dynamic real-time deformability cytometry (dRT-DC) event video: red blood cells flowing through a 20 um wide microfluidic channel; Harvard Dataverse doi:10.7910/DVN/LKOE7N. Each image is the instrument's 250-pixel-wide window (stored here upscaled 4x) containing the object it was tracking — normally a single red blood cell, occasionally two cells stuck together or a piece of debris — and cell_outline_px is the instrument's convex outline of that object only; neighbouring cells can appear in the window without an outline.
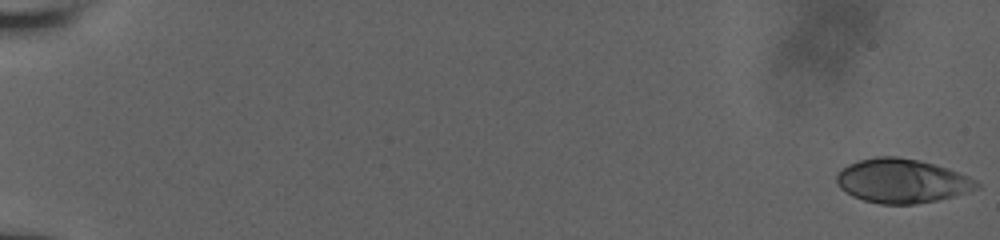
{"species": "human", "species_latin": "Homo sapiens", "temperature_condition": "room temperature", "stored_images_in_passage": 12, "segment_of_instrument_passage": [1, 2], "camera_frame_rate_fps": 3000, "um_per_image_px": 0.085, "donor": {"sex": "male"}, "frame": {"image": 1, "passage_image": 1, "time_ms": 0.0, "image_size_px": [1000, 240], "cell_outline_px": [[980, 184], [972, 188], [952, 196], [936, 200], [912, 204], [880, 204], [864, 200], [852, 196], [840, 188], [836, 180], [836, 176], [848, 164], [860, 160], [876, 156], [896, 156], [920, 160], [948, 168], [968, 176]], "centroid_in_image_um": [76.6, 15.36], "position_along_channel_um": 8.4, "area_um2": 35.43}}
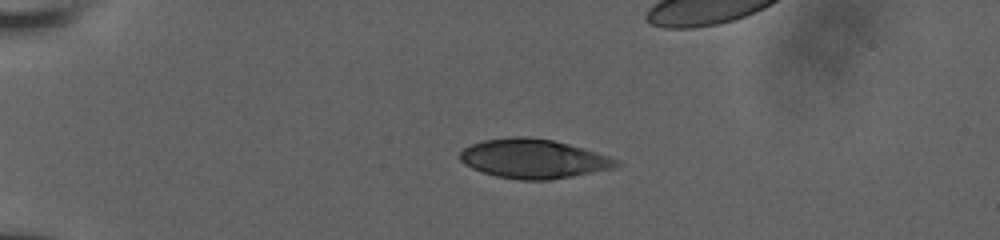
{"frame": {"image": 2, "passage_image": 7, "time_ms": 5.0, "image_size_px": [1000, 240], "cell_outline_px": [[620, 164], [612, 168], [572, 176], [548, 180], [520, 180], [496, 176], [472, 168], [464, 164], [460, 160], [460, 152], [464, 148], [472, 144], [484, 140], [512, 136], [528, 136], [552, 140], [568, 144], [596, 152], [608, 156], [616, 160]], "centroid_in_image_um": [45.3, 13.49], "position_along_channel_um": 39.7, "area_um2": 35.37}}
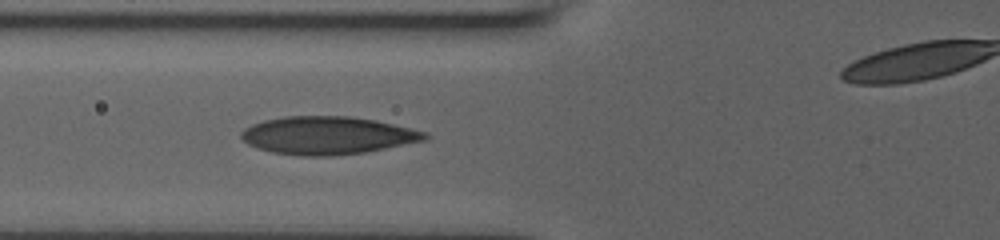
{"frame": {"image": 3, "passage_image": 11, "time_ms": 8.0, "image_size_px": [1000, 240], "cell_outline_px": [[428, 136], [424, 140], [364, 152], [332, 156], [300, 156], [272, 152], [256, 148], [248, 144], [240, 136], [240, 132], [244, 128], [252, 124], [264, 120], [284, 116], [352, 116], [376, 120], [428, 132]], "centroid_in_image_um": [27.8, 11.5], "position_along_channel_um": 98.0, "area_um2": 40.52}}